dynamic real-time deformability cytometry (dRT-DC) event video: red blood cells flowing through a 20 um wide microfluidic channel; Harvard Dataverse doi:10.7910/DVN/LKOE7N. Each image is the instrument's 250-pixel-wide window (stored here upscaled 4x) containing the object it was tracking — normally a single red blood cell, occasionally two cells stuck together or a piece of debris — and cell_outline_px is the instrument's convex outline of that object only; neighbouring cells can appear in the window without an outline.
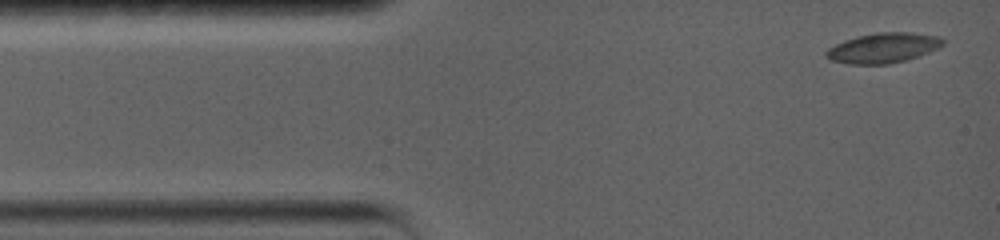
{"species": "common noctule bat (a hibernating species)", "species_latin": "Nyctalus noctula", "temperature_condition": "warm", "stored_images_in_passage": 53, "camera_frame_rate_fps": 5000, "um_per_image_px": 0.085, "animal": {"sex": "female", "body_mass_g": 19.0, "forearm_length_mm": 56.7}, "frame": {"image": 1, "passage_image": 1, "time_ms": 0.0, "image_size_px": [1000, 240], "cell_outline_px": [[948, 40], [944, 44], [920, 56], [888, 64], [848, 64], [828, 60], [824, 56], [824, 52], [828, 48], [844, 40], [860, 36], [880, 32], [912, 32], [940, 36]], "centroid_in_image_um": [75.07, 4.07], "position_along_channel_um": 9.9, "area_um2": 20.58}}
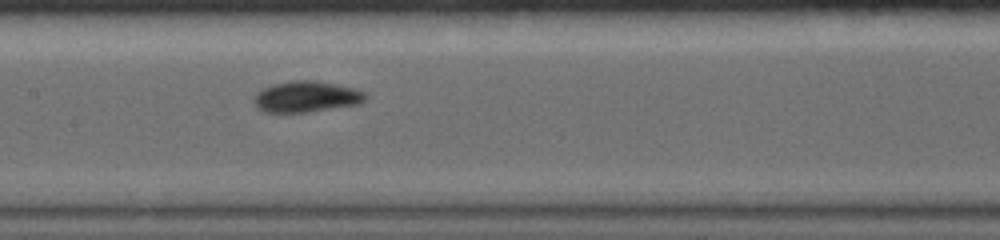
{"frame": {"image": 2, "passage_image": 23, "time_ms": 6.8, "image_size_px": [1000, 240], "cell_outline_px": [[368, 96], [360, 104], [308, 112], [264, 112], [256, 108], [252, 100], [256, 92], [272, 84], [296, 80], [312, 80], [336, 84], [352, 88], [364, 92]], "centroid_in_image_um": [26.0, 8.22], "position_along_channel_um": 181.4, "area_um2": 20.23}}
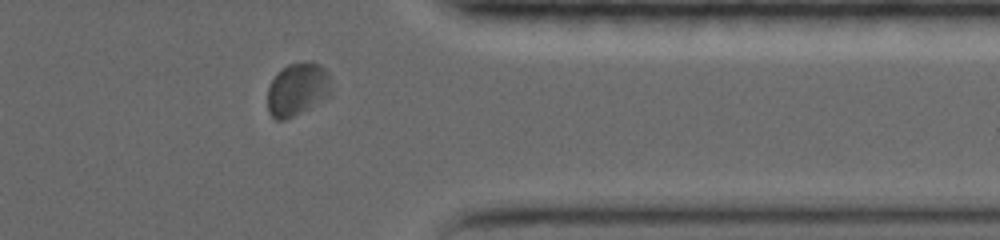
{"frame": {"image": 3, "passage_image": 46, "time_ms": 12.8, "image_size_px": [1000, 240], "cell_outline_px": [[332, 92], [328, 96], [300, 112], [284, 120], [276, 120], [268, 112], [268, 88], [272, 80], [288, 64], [312, 60], [320, 64], [324, 68], [328, 76]], "centroid_in_image_um": [25.28, 7.57], "position_along_channel_um": 386.1, "area_um2": 19.31}, "authors_computed_cell_mechanics": {"area_um2": 19.4208, "velocity_mm_per_s": 3.5129, "shape_relaxation_time_tau1_ms": 9.5967, "shape_relaxation_time_tau2_ms": 1.5362, "deformation_change_tau1": 0.2205, "deformation_change_tau2": 0.0513}}